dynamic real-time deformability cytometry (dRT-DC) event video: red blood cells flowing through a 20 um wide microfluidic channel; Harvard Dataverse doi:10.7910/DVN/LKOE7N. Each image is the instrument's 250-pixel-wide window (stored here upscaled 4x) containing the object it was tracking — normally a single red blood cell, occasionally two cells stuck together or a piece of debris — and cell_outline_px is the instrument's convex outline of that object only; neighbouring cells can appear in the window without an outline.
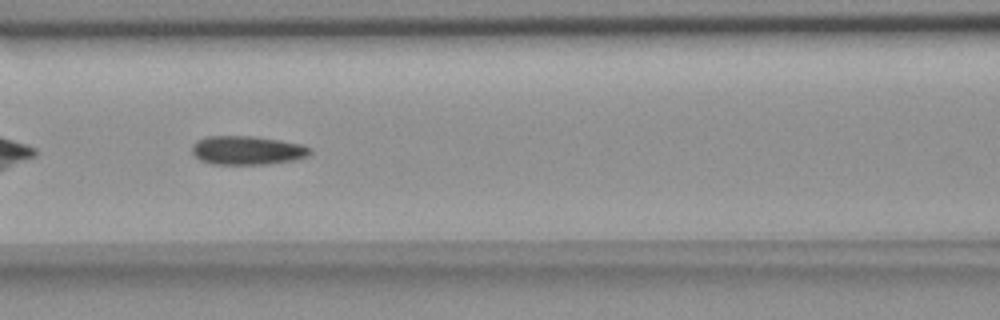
{"species": "common noctule bat (a hibernating species)", "species_latin": "Nyctalus noctula", "temperature_condition": "room temperature", "stored_images_in_passage": 6, "camera_frame_rate_fps": 3000, "um_per_image_px": 0.085, "animal": {"sex": "female", "body_mass_g": 18.4}, "frame": {"image": 1, "passage_image": 5, "time_ms": 1.333, "image_size_px": [1000, 320], "cell_outline_px": [[312, 152], [308, 156], [296, 160], [268, 164], [212, 164], [200, 160], [192, 152], [192, 144], [196, 140], [208, 136], [256, 136], [280, 140], [300, 144], [312, 148]], "centroid_in_image_um": [21.03, 12.77], "position_along_channel_um": 145.6, "area_um2": 20.0}}
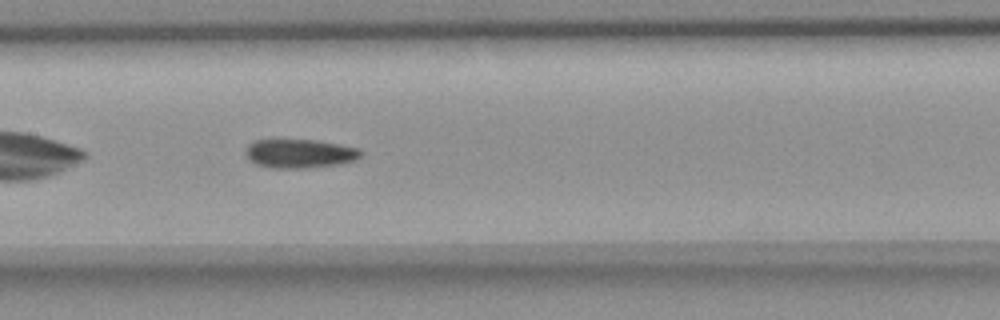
{"frame": {"image": 2, "passage_image": 6, "time_ms": 1.667, "image_size_px": [1000, 320], "cell_outline_px": [[364, 152], [356, 160], [340, 164], [308, 168], [272, 168], [256, 164], [244, 152], [248, 144], [256, 140], [316, 140], [340, 144], [360, 148]], "centroid_in_image_um": [25.53, 13.05], "position_along_channel_um": 181.9, "area_um2": 19.48}}